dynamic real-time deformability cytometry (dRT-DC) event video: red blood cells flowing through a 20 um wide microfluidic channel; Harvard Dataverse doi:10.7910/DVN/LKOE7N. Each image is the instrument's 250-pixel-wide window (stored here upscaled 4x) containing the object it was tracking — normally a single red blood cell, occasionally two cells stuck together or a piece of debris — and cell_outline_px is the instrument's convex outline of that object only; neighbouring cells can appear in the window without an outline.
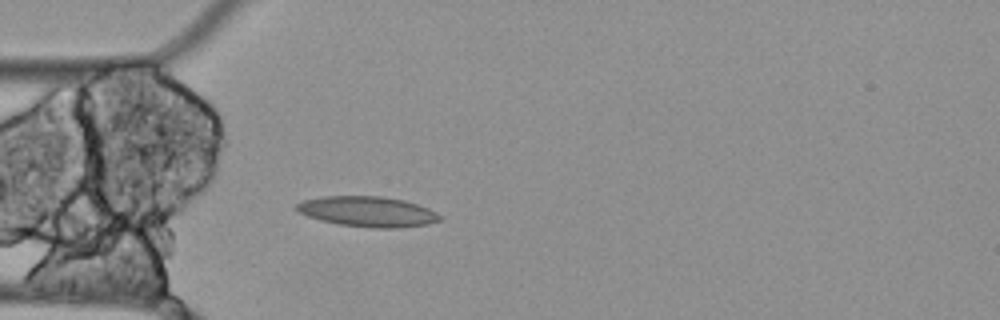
{"species": "Egyptian fruit bat (a non-hibernating species)", "species_latin": "Rousettus aegyptiacus", "temperature_condition": "cold", "stored_images_in_passage": 4, "camera_frame_rate_fps": 3000, "um_per_image_px": 0.085, "animal": {"sex": "female"}, "frame": {"image": 1, "passage_image": 4, "time_ms": 1.0, "image_size_px": [1000, 320], "cell_outline_px": [[444, 216], [440, 220], [428, 224], [396, 228], [372, 228], [340, 224], [320, 220], [308, 216], [300, 212], [296, 208], [296, 204], [304, 200], [320, 196], [380, 196], [404, 200], [428, 208]], "centroid_in_image_um": [31.27, 17.98], "position_along_channel_um": 53.7, "area_um2": 25.26}}